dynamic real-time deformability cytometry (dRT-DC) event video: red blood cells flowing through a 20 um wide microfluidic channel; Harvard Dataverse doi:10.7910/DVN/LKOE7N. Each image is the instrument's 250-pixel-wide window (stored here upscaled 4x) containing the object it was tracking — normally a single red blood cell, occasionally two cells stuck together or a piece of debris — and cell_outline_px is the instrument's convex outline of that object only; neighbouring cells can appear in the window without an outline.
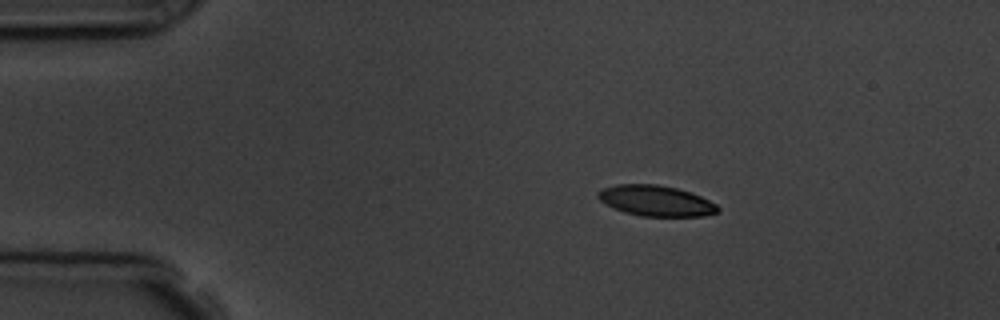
{"species": "common noctule bat (a hibernating species)", "species_latin": "Nyctalus noctula", "temperature_condition": "room temperature", "stored_images_in_passage": 5, "camera_frame_rate_fps": 3000, "um_per_image_px": 0.085, "animal": {"sex": "male", "body_mass_g": 19.5, "forearm_length_mm": 54.6}, "frame": {"image": 1, "passage_image": 1, "time_ms": 0.0, "image_size_px": [1000, 320], "cell_outline_px": [[720, 212], [704, 216], [640, 216], [624, 212], [600, 200], [596, 196], [596, 192], [600, 188], [616, 184], [656, 184], [676, 188], [692, 192], [716, 204], [720, 208]], "centroid_in_image_um": [55.75, 17.06], "position_along_channel_um": 29.2, "area_um2": 21.5}}
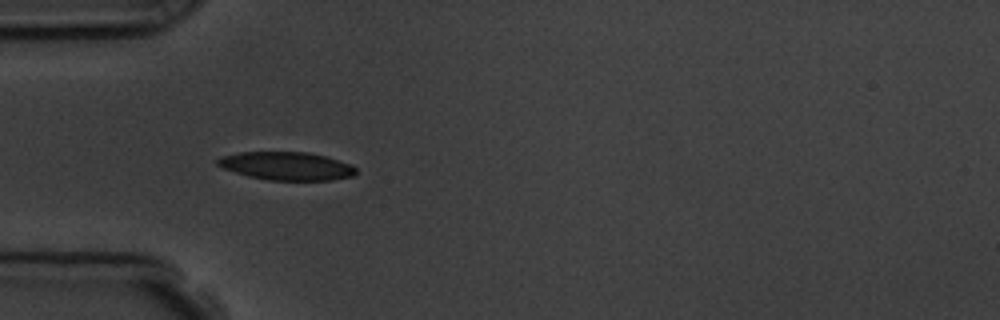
{"frame": {"image": 2, "passage_image": 3, "time_ms": 2.333, "image_size_px": [1000, 320], "cell_outline_px": [[356, 172], [352, 176], [332, 180], [268, 180], [248, 176], [224, 168], [216, 164], [216, 160], [220, 156], [240, 152], [308, 152], [324, 156], [352, 164], [356, 168]], "centroid_in_image_um": [24.35, 14.11], "position_along_channel_um": 60.6, "area_um2": 22.66}}